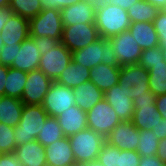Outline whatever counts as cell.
<instances>
[{
	"mask_svg": "<svg viewBox=\"0 0 166 166\" xmlns=\"http://www.w3.org/2000/svg\"><path fill=\"white\" fill-rule=\"evenodd\" d=\"M72 60L89 69L100 63L121 67L112 48V41L102 37L85 48L72 52Z\"/></svg>",
	"mask_w": 166,
	"mask_h": 166,
	"instance_id": "obj_1",
	"label": "cell"
},
{
	"mask_svg": "<svg viewBox=\"0 0 166 166\" xmlns=\"http://www.w3.org/2000/svg\"><path fill=\"white\" fill-rule=\"evenodd\" d=\"M48 117L42 105L24 104L21 119L14 127L17 146L35 141Z\"/></svg>",
	"mask_w": 166,
	"mask_h": 166,
	"instance_id": "obj_2",
	"label": "cell"
},
{
	"mask_svg": "<svg viewBox=\"0 0 166 166\" xmlns=\"http://www.w3.org/2000/svg\"><path fill=\"white\" fill-rule=\"evenodd\" d=\"M127 10L109 3L95 11V25L100 37L110 39L111 37L127 31L131 25Z\"/></svg>",
	"mask_w": 166,
	"mask_h": 166,
	"instance_id": "obj_3",
	"label": "cell"
},
{
	"mask_svg": "<svg viewBox=\"0 0 166 166\" xmlns=\"http://www.w3.org/2000/svg\"><path fill=\"white\" fill-rule=\"evenodd\" d=\"M76 165L98 159L105 138L90 128L68 137Z\"/></svg>",
	"mask_w": 166,
	"mask_h": 166,
	"instance_id": "obj_4",
	"label": "cell"
},
{
	"mask_svg": "<svg viewBox=\"0 0 166 166\" xmlns=\"http://www.w3.org/2000/svg\"><path fill=\"white\" fill-rule=\"evenodd\" d=\"M63 28L61 12L57 9H42L38 15L29 19L30 36H49L61 41Z\"/></svg>",
	"mask_w": 166,
	"mask_h": 166,
	"instance_id": "obj_5",
	"label": "cell"
},
{
	"mask_svg": "<svg viewBox=\"0 0 166 166\" xmlns=\"http://www.w3.org/2000/svg\"><path fill=\"white\" fill-rule=\"evenodd\" d=\"M87 113V127L106 138L121 120L111 105L103 98Z\"/></svg>",
	"mask_w": 166,
	"mask_h": 166,
	"instance_id": "obj_6",
	"label": "cell"
},
{
	"mask_svg": "<svg viewBox=\"0 0 166 166\" xmlns=\"http://www.w3.org/2000/svg\"><path fill=\"white\" fill-rule=\"evenodd\" d=\"M100 38L95 23H78L64 26L61 43L71 52L83 49Z\"/></svg>",
	"mask_w": 166,
	"mask_h": 166,
	"instance_id": "obj_7",
	"label": "cell"
},
{
	"mask_svg": "<svg viewBox=\"0 0 166 166\" xmlns=\"http://www.w3.org/2000/svg\"><path fill=\"white\" fill-rule=\"evenodd\" d=\"M73 105H75L73 88L53 81L42 103L47 115L57 118Z\"/></svg>",
	"mask_w": 166,
	"mask_h": 166,
	"instance_id": "obj_8",
	"label": "cell"
},
{
	"mask_svg": "<svg viewBox=\"0 0 166 166\" xmlns=\"http://www.w3.org/2000/svg\"><path fill=\"white\" fill-rule=\"evenodd\" d=\"M72 61V52L61 42L41 55L39 67L46 76L55 81L67 65Z\"/></svg>",
	"mask_w": 166,
	"mask_h": 166,
	"instance_id": "obj_9",
	"label": "cell"
},
{
	"mask_svg": "<svg viewBox=\"0 0 166 166\" xmlns=\"http://www.w3.org/2000/svg\"><path fill=\"white\" fill-rule=\"evenodd\" d=\"M52 82L40 69L27 72L21 101L24 104L42 105Z\"/></svg>",
	"mask_w": 166,
	"mask_h": 166,
	"instance_id": "obj_10",
	"label": "cell"
},
{
	"mask_svg": "<svg viewBox=\"0 0 166 166\" xmlns=\"http://www.w3.org/2000/svg\"><path fill=\"white\" fill-rule=\"evenodd\" d=\"M110 40L120 66L138 64L142 49L129 30L111 37Z\"/></svg>",
	"mask_w": 166,
	"mask_h": 166,
	"instance_id": "obj_11",
	"label": "cell"
},
{
	"mask_svg": "<svg viewBox=\"0 0 166 166\" xmlns=\"http://www.w3.org/2000/svg\"><path fill=\"white\" fill-rule=\"evenodd\" d=\"M130 88L125 85L116 84L111 89L104 92V98L115 110L121 121H130L133 117L134 104L133 95Z\"/></svg>",
	"mask_w": 166,
	"mask_h": 166,
	"instance_id": "obj_12",
	"label": "cell"
},
{
	"mask_svg": "<svg viewBox=\"0 0 166 166\" xmlns=\"http://www.w3.org/2000/svg\"><path fill=\"white\" fill-rule=\"evenodd\" d=\"M105 140L120 150L136 151L139 142V129L132 121H121L116 125Z\"/></svg>",
	"mask_w": 166,
	"mask_h": 166,
	"instance_id": "obj_13",
	"label": "cell"
},
{
	"mask_svg": "<svg viewBox=\"0 0 166 166\" xmlns=\"http://www.w3.org/2000/svg\"><path fill=\"white\" fill-rule=\"evenodd\" d=\"M41 53L32 37H28L22 43L16 44V54L11 65L12 68L30 72L39 67Z\"/></svg>",
	"mask_w": 166,
	"mask_h": 166,
	"instance_id": "obj_14",
	"label": "cell"
},
{
	"mask_svg": "<svg viewBox=\"0 0 166 166\" xmlns=\"http://www.w3.org/2000/svg\"><path fill=\"white\" fill-rule=\"evenodd\" d=\"M45 155L47 166L76 165L68 137H63L46 146Z\"/></svg>",
	"mask_w": 166,
	"mask_h": 166,
	"instance_id": "obj_15",
	"label": "cell"
},
{
	"mask_svg": "<svg viewBox=\"0 0 166 166\" xmlns=\"http://www.w3.org/2000/svg\"><path fill=\"white\" fill-rule=\"evenodd\" d=\"M0 35L4 45H16L22 43L30 36L29 20L13 14L10 19L6 21Z\"/></svg>",
	"mask_w": 166,
	"mask_h": 166,
	"instance_id": "obj_16",
	"label": "cell"
},
{
	"mask_svg": "<svg viewBox=\"0 0 166 166\" xmlns=\"http://www.w3.org/2000/svg\"><path fill=\"white\" fill-rule=\"evenodd\" d=\"M63 26L95 23V10L91 3L81 0L60 10Z\"/></svg>",
	"mask_w": 166,
	"mask_h": 166,
	"instance_id": "obj_17",
	"label": "cell"
},
{
	"mask_svg": "<svg viewBox=\"0 0 166 166\" xmlns=\"http://www.w3.org/2000/svg\"><path fill=\"white\" fill-rule=\"evenodd\" d=\"M65 137L83 131L87 128V113L77 105L70 106L57 117Z\"/></svg>",
	"mask_w": 166,
	"mask_h": 166,
	"instance_id": "obj_18",
	"label": "cell"
},
{
	"mask_svg": "<svg viewBox=\"0 0 166 166\" xmlns=\"http://www.w3.org/2000/svg\"><path fill=\"white\" fill-rule=\"evenodd\" d=\"M13 153L23 166H47L45 147L37 140L16 146Z\"/></svg>",
	"mask_w": 166,
	"mask_h": 166,
	"instance_id": "obj_19",
	"label": "cell"
},
{
	"mask_svg": "<svg viewBox=\"0 0 166 166\" xmlns=\"http://www.w3.org/2000/svg\"><path fill=\"white\" fill-rule=\"evenodd\" d=\"M120 69L121 67L100 63L90 69V81L104 93L118 84Z\"/></svg>",
	"mask_w": 166,
	"mask_h": 166,
	"instance_id": "obj_20",
	"label": "cell"
},
{
	"mask_svg": "<svg viewBox=\"0 0 166 166\" xmlns=\"http://www.w3.org/2000/svg\"><path fill=\"white\" fill-rule=\"evenodd\" d=\"M118 84L126 87H149V71L139 64L122 65Z\"/></svg>",
	"mask_w": 166,
	"mask_h": 166,
	"instance_id": "obj_21",
	"label": "cell"
},
{
	"mask_svg": "<svg viewBox=\"0 0 166 166\" xmlns=\"http://www.w3.org/2000/svg\"><path fill=\"white\" fill-rule=\"evenodd\" d=\"M73 90L75 105L86 112L104 98V93L91 81L82 83Z\"/></svg>",
	"mask_w": 166,
	"mask_h": 166,
	"instance_id": "obj_22",
	"label": "cell"
},
{
	"mask_svg": "<svg viewBox=\"0 0 166 166\" xmlns=\"http://www.w3.org/2000/svg\"><path fill=\"white\" fill-rule=\"evenodd\" d=\"M128 30L142 50L159 46V37L153 22H134Z\"/></svg>",
	"mask_w": 166,
	"mask_h": 166,
	"instance_id": "obj_23",
	"label": "cell"
},
{
	"mask_svg": "<svg viewBox=\"0 0 166 166\" xmlns=\"http://www.w3.org/2000/svg\"><path fill=\"white\" fill-rule=\"evenodd\" d=\"M134 109L131 121L139 130H152L162 118L156 104L134 105Z\"/></svg>",
	"mask_w": 166,
	"mask_h": 166,
	"instance_id": "obj_24",
	"label": "cell"
},
{
	"mask_svg": "<svg viewBox=\"0 0 166 166\" xmlns=\"http://www.w3.org/2000/svg\"><path fill=\"white\" fill-rule=\"evenodd\" d=\"M89 72V68L79 65L72 60L55 82L74 89L82 83L90 81Z\"/></svg>",
	"mask_w": 166,
	"mask_h": 166,
	"instance_id": "obj_25",
	"label": "cell"
},
{
	"mask_svg": "<svg viewBox=\"0 0 166 166\" xmlns=\"http://www.w3.org/2000/svg\"><path fill=\"white\" fill-rule=\"evenodd\" d=\"M24 103L14 97H0V122L15 127L21 119Z\"/></svg>",
	"mask_w": 166,
	"mask_h": 166,
	"instance_id": "obj_26",
	"label": "cell"
},
{
	"mask_svg": "<svg viewBox=\"0 0 166 166\" xmlns=\"http://www.w3.org/2000/svg\"><path fill=\"white\" fill-rule=\"evenodd\" d=\"M26 80L27 72L9 67L4 86V96L21 100Z\"/></svg>",
	"mask_w": 166,
	"mask_h": 166,
	"instance_id": "obj_27",
	"label": "cell"
},
{
	"mask_svg": "<svg viewBox=\"0 0 166 166\" xmlns=\"http://www.w3.org/2000/svg\"><path fill=\"white\" fill-rule=\"evenodd\" d=\"M160 9L146 0H138L127 9V13L132 23L153 22Z\"/></svg>",
	"mask_w": 166,
	"mask_h": 166,
	"instance_id": "obj_28",
	"label": "cell"
},
{
	"mask_svg": "<svg viewBox=\"0 0 166 166\" xmlns=\"http://www.w3.org/2000/svg\"><path fill=\"white\" fill-rule=\"evenodd\" d=\"M36 140L44 147L65 137L57 118L48 116Z\"/></svg>",
	"mask_w": 166,
	"mask_h": 166,
	"instance_id": "obj_29",
	"label": "cell"
},
{
	"mask_svg": "<svg viewBox=\"0 0 166 166\" xmlns=\"http://www.w3.org/2000/svg\"><path fill=\"white\" fill-rule=\"evenodd\" d=\"M149 89L157 97L166 94V62L153 64L149 70Z\"/></svg>",
	"mask_w": 166,
	"mask_h": 166,
	"instance_id": "obj_30",
	"label": "cell"
},
{
	"mask_svg": "<svg viewBox=\"0 0 166 166\" xmlns=\"http://www.w3.org/2000/svg\"><path fill=\"white\" fill-rule=\"evenodd\" d=\"M9 7L14 14L31 19L42 11L40 0H10Z\"/></svg>",
	"mask_w": 166,
	"mask_h": 166,
	"instance_id": "obj_31",
	"label": "cell"
},
{
	"mask_svg": "<svg viewBox=\"0 0 166 166\" xmlns=\"http://www.w3.org/2000/svg\"><path fill=\"white\" fill-rule=\"evenodd\" d=\"M159 139L151 130H139V142L136 152L140 156L156 155Z\"/></svg>",
	"mask_w": 166,
	"mask_h": 166,
	"instance_id": "obj_32",
	"label": "cell"
},
{
	"mask_svg": "<svg viewBox=\"0 0 166 166\" xmlns=\"http://www.w3.org/2000/svg\"><path fill=\"white\" fill-rule=\"evenodd\" d=\"M16 146L14 127L0 122V152L13 153Z\"/></svg>",
	"mask_w": 166,
	"mask_h": 166,
	"instance_id": "obj_33",
	"label": "cell"
},
{
	"mask_svg": "<svg viewBox=\"0 0 166 166\" xmlns=\"http://www.w3.org/2000/svg\"><path fill=\"white\" fill-rule=\"evenodd\" d=\"M98 160L105 166H119L120 149L105 141L101 146Z\"/></svg>",
	"mask_w": 166,
	"mask_h": 166,
	"instance_id": "obj_34",
	"label": "cell"
},
{
	"mask_svg": "<svg viewBox=\"0 0 166 166\" xmlns=\"http://www.w3.org/2000/svg\"><path fill=\"white\" fill-rule=\"evenodd\" d=\"M161 61H164L162 49L160 46H157L142 50L138 64L149 71L153 64L161 63Z\"/></svg>",
	"mask_w": 166,
	"mask_h": 166,
	"instance_id": "obj_35",
	"label": "cell"
},
{
	"mask_svg": "<svg viewBox=\"0 0 166 166\" xmlns=\"http://www.w3.org/2000/svg\"><path fill=\"white\" fill-rule=\"evenodd\" d=\"M129 91L132 92L134 105H148L156 102V96L150 91L149 87H131Z\"/></svg>",
	"mask_w": 166,
	"mask_h": 166,
	"instance_id": "obj_36",
	"label": "cell"
},
{
	"mask_svg": "<svg viewBox=\"0 0 166 166\" xmlns=\"http://www.w3.org/2000/svg\"><path fill=\"white\" fill-rule=\"evenodd\" d=\"M153 25L159 37V46L166 47V10H160L153 21Z\"/></svg>",
	"mask_w": 166,
	"mask_h": 166,
	"instance_id": "obj_37",
	"label": "cell"
},
{
	"mask_svg": "<svg viewBox=\"0 0 166 166\" xmlns=\"http://www.w3.org/2000/svg\"><path fill=\"white\" fill-rule=\"evenodd\" d=\"M30 37H32L33 40L35 41L41 55H44L46 53V50L55 48L60 43V40L51 38L49 36L46 37L30 36Z\"/></svg>",
	"mask_w": 166,
	"mask_h": 166,
	"instance_id": "obj_38",
	"label": "cell"
},
{
	"mask_svg": "<svg viewBox=\"0 0 166 166\" xmlns=\"http://www.w3.org/2000/svg\"><path fill=\"white\" fill-rule=\"evenodd\" d=\"M141 156L132 150H120L119 166H139Z\"/></svg>",
	"mask_w": 166,
	"mask_h": 166,
	"instance_id": "obj_39",
	"label": "cell"
},
{
	"mask_svg": "<svg viewBox=\"0 0 166 166\" xmlns=\"http://www.w3.org/2000/svg\"><path fill=\"white\" fill-rule=\"evenodd\" d=\"M16 54V45H3L0 50V64L11 67Z\"/></svg>",
	"mask_w": 166,
	"mask_h": 166,
	"instance_id": "obj_40",
	"label": "cell"
},
{
	"mask_svg": "<svg viewBox=\"0 0 166 166\" xmlns=\"http://www.w3.org/2000/svg\"><path fill=\"white\" fill-rule=\"evenodd\" d=\"M42 9H57L61 10L67 6L73 5L81 0H40Z\"/></svg>",
	"mask_w": 166,
	"mask_h": 166,
	"instance_id": "obj_41",
	"label": "cell"
},
{
	"mask_svg": "<svg viewBox=\"0 0 166 166\" xmlns=\"http://www.w3.org/2000/svg\"><path fill=\"white\" fill-rule=\"evenodd\" d=\"M0 166H23L14 153H1Z\"/></svg>",
	"mask_w": 166,
	"mask_h": 166,
	"instance_id": "obj_42",
	"label": "cell"
},
{
	"mask_svg": "<svg viewBox=\"0 0 166 166\" xmlns=\"http://www.w3.org/2000/svg\"><path fill=\"white\" fill-rule=\"evenodd\" d=\"M139 166H165V163L156 155L141 156Z\"/></svg>",
	"mask_w": 166,
	"mask_h": 166,
	"instance_id": "obj_43",
	"label": "cell"
},
{
	"mask_svg": "<svg viewBox=\"0 0 166 166\" xmlns=\"http://www.w3.org/2000/svg\"><path fill=\"white\" fill-rule=\"evenodd\" d=\"M159 140L166 138V119L161 118L151 130Z\"/></svg>",
	"mask_w": 166,
	"mask_h": 166,
	"instance_id": "obj_44",
	"label": "cell"
},
{
	"mask_svg": "<svg viewBox=\"0 0 166 166\" xmlns=\"http://www.w3.org/2000/svg\"><path fill=\"white\" fill-rule=\"evenodd\" d=\"M14 14L13 10L7 6L0 8V33L7 20Z\"/></svg>",
	"mask_w": 166,
	"mask_h": 166,
	"instance_id": "obj_45",
	"label": "cell"
},
{
	"mask_svg": "<svg viewBox=\"0 0 166 166\" xmlns=\"http://www.w3.org/2000/svg\"><path fill=\"white\" fill-rule=\"evenodd\" d=\"M155 104L162 118L166 119V94L157 96Z\"/></svg>",
	"mask_w": 166,
	"mask_h": 166,
	"instance_id": "obj_46",
	"label": "cell"
},
{
	"mask_svg": "<svg viewBox=\"0 0 166 166\" xmlns=\"http://www.w3.org/2000/svg\"><path fill=\"white\" fill-rule=\"evenodd\" d=\"M138 0H107V2L114 6H119L122 9L127 10L132 4H135Z\"/></svg>",
	"mask_w": 166,
	"mask_h": 166,
	"instance_id": "obj_47",
	"label": "cell"
},
{
	"mask_svg": "<svg viewBox=\"0 0 166 166\" xmlns=\"http://www.w3.org/2000/svg\"><path fill=\"white\" fill-rule=\"evenodd\" d=\"M156 156L166 163V138L159 140Z\"/></svg>",
	"mask_w": 166,
	"mask_h": 166,
	"instance_id": "obj_48",
	"label": "cell"
},
{
	"mask_svg": "<svg viewBox=\"0 0 166 166\" xmlns=\"http://www.w3.org/2000/svg\"><path fill=\"white\" fill-rule=\"evenodd\" d=\"M8 68L0 64V96H4V86L8 73Z\"/></svg>",
	"mask_w": 166,
	"mask_h": 166,
	"instance_id": "obj_49",
	"label": "cell"
},
{
	"mask_svg": "<svg viewBox=\"0 0 166 166\" xmlns=\"http://www.w3.org/2000/svg\"><path fill=\"white\" fill-rule=\"evenodd\" d=\"M85 2L91 3L94 10H100L107 5V0H84Z\"/></svg>",
	"mask_w": 166,
	"mask_h": 166,
	"instance_id": "obj_50",
	"label": "cell"
},
{
	"mask_svg": "<svg viewBox=\"0 0 166 166\" xmlns=\"http://www.w3.org/2000/svg\"><path fill=\"white\" fill-rule=\"evenodd\" d=\"M147 2L157 6L160 10H166V0H146Z\"/></svg>",
	"mask_w": 166,
	"mask_h": 166,
	"instance_id": "obj_51",
	"label": "cell"
},
{
	"mask_svg": "<svg viewBox=\"0 0 166 166\" xmlns=\"http://www.w3.org/2000/svg\"><path fill=\"white\" fill-rule=\"evenodd\" d=\"M76 166H105L103 165L101 162H99V160H94V161H91V162H84V163H80Z\"/></svg>",
	"mask_w": 166,
	"mask_h": 166,
	"instance_id": "obj_52",
	"label": "cell"
},
{
	"mask_svg": "<svg viewBox=\"0 0 166 166\" xmlns=\"http://www.w3.org/2000/svg\"><path fill=\"white\" fill-rule=\"evenodd\" d=\"M10 0H0V8L9 6Z\"/></svg>",
	"mask_w": 166,
	"mask_h": 166,
	"instance_id": "obj_53",
	"label": "cell"
},
{
	"mask_svg": "<svg viewBox=\"0 0 166 166\" xmlns=\"http://www.w3.org/2000/svg\"><path fill=\"white\" fill-rule=\"evenodd\" d=\"M161 49H162L163 59L166 62V47L161 48Z\"/></svg>",
	"mask_w": 166,
	"mask_h": 166,
	"instance_id": "obj_54",
	"label": "cell"
},
{
	"mask_svg": "<svg viewBox=\"0 0 166 166\" xmlns=\"http://www.w3.org/2000/svg\"><path fill=\"white\" fill-rule=\"evenodd\" d=\"M3 45H4V43H3V40H2L1 35H0V50L3 47Z\"/></svg>",
	"mask_w": 166,
	"mask_h": 166,
	"instance_id": "obj_55",
	"label": "cell"
}]
</instances>
